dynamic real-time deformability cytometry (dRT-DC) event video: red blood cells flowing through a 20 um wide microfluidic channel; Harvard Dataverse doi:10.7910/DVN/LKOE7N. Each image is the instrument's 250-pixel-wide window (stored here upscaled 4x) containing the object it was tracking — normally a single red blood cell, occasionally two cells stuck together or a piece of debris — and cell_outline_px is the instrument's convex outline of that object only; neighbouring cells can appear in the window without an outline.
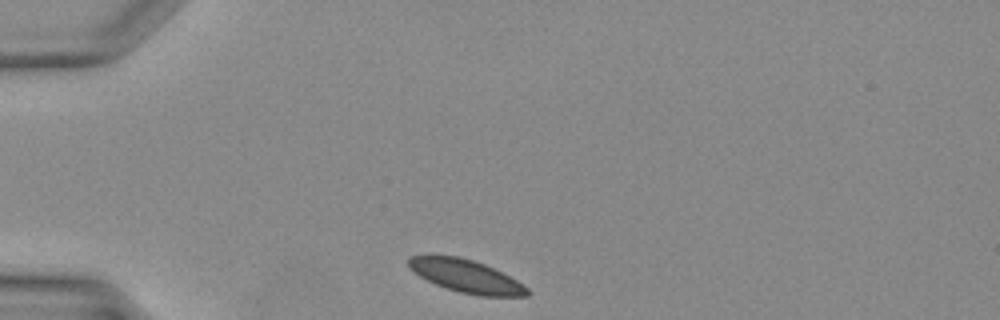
{"species": "Egyptian fruit bat (a non-hibernating species)", "species_latin": "Rousettus aegyptiacus", "temperature_condition": "warm", "stored_images_in_passage": 25, "camera_frame_rate_fps": 3000, "um_per_image_px": 0.085, "animal": {"sex": "female"}, "frame": {"image": 1, "passage_image": 1, "time_ms": 0.0, "image_size_px": [1000, 320], "cell_outline_px": [[532, 292], [528, 296], [480, 296], [460, 292], [436, 284], [420, 276], [408, 268], [408, 256], [428, 252], [432, 252], [460, 256], [484, 264], [516, 280], [528, 288]], "centroid_in_image_um": [39.53, 23.41], "position_along_channel_um": 45.5, "area_um2": 23.18}}
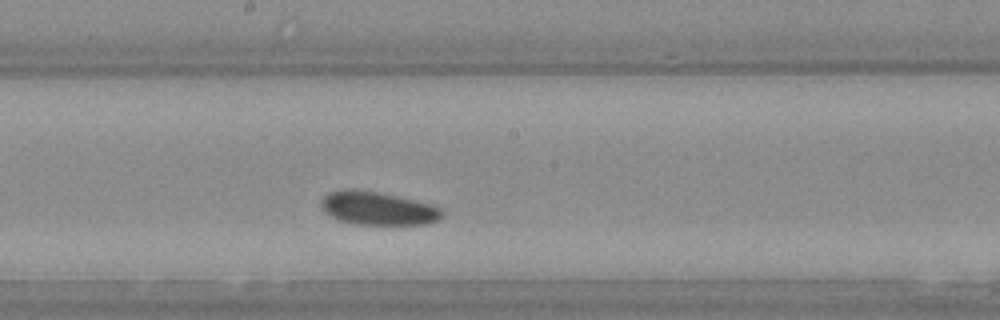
{"frame": {"image": 2, "passage_image": 13, "time_ms": 4.0, "image_size_px": [1000, 320], "cell_outline_px": [[444, 216], [440, 220], [428, 224], [356, 224], [340, 220], [328, 216], [320, 208], [320, 200], [328, 192], [344, 188], [352, 188], [376, 192], [396, 196], [428, 204], [440, 208], [444, 212]], "centroid_in_image_um": [32.06, 17.71], "position_along_channel_um": 216.1, "area_um2": 23.58}}
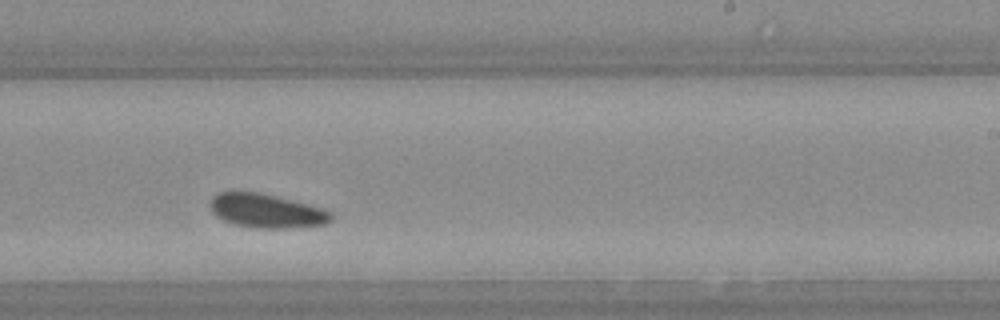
{"frame": {"image": 3, "passage_image": 16, "time_ms": 5.0, "image_size_px": [1000, 320], "cell_outline_px": [[332, 220], [324, 224], [300, 228], [256, 228], [236, 224], [224, 220], [212, 212], [208, 204], [212, 196], [220, 192], [256, 192], [308, 204], [324, 208], [332, 212]], "centroid_in_image_um": [22.67, 17.93], "position_along_channel_um": 266.3, "area_um2": 23.87}}